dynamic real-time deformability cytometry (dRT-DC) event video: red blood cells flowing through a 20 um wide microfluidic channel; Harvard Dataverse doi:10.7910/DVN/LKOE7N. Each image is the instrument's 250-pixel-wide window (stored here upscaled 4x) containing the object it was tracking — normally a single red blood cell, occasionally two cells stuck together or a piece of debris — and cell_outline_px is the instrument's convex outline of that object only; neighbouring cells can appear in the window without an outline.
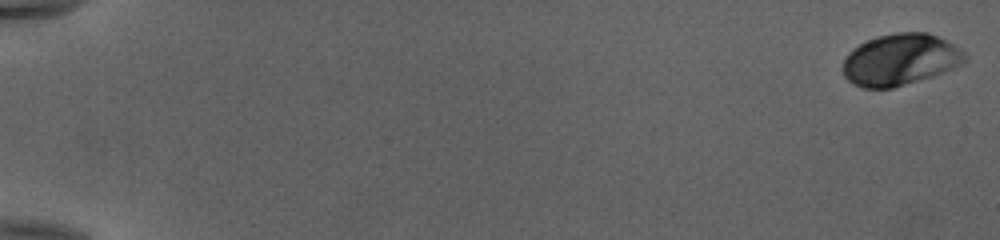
{"species": "human", "species_latin": "Homo sapiens", "temperature_condition": "cold", "stored_images_in_passage": 53, "camera_frame_rate_fps": 3000, "um_per_image_px": 0.085, "donor": {"sex": "female"}, "frame": {"image": 1, "passage_image": 1, "time_ms": 0.0, "image_size_px": [1000, 240], "cell_outline_px": [[964, 60], [960, 64], [932, 76], [892, 88], [864, 88], [852, 84], [844, 76], [844, 60], [848, 52], [852, 48], [876, 36], [896, 32], [928, 32], [952, 44], [964, 56]], "centroid_in_image_um": [76.43, 5.06], "position_along_channel_um": 8.6, "area_um2": 35.95}}
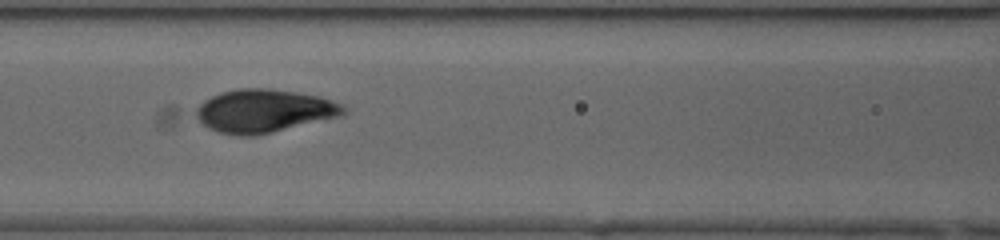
{"frame": {"image": 2, "passage_image": 26, "time_ms": 8.333, "image_size_px": [1000, 240], "cell_outline_px": [[348, 112], [344, 116], [256, 136], [240, 136], [220, 132], [208, 128], [196, 116], [196, 108], [204, 100], [220, 92], [240, 88], [268, 88], [296, 92], [320, 96], [332, 100], [348, 108]], "centroid_in_image_um": [22.5, 9.43], "position_along_channel_um": 144.1, "area_um2": 37.4}}
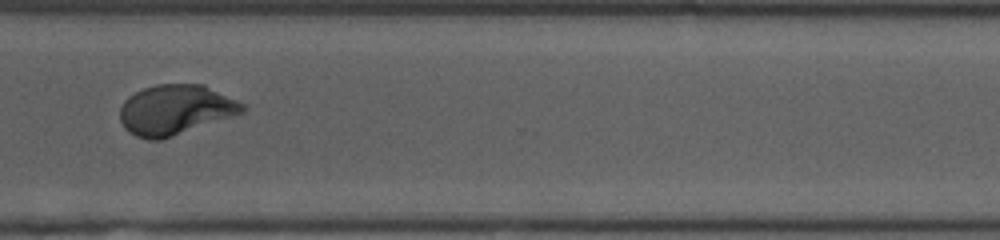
{"frame": {"image": 3, "passage_image": 42, "time_ms": 13.667, "image_size_px": [1000, 240], "cell_outline_px": [[244, 112], [160, 140], [148, 140], [136, 136], [128, 132], [124, 128], [120, 120], [120, 108], [124, 100], [128, 96], [144, 88], [156, 84], [204, 84], [244, 104]], "centroid_in_image_um": [14.86, 9.33], "position_along_channel_um": 355.7, "area_um2": 35.43}, "authors_computed_cell_mechanics": {"area_um2": 36.2984, "velocity_mm_per_s": 3.9775, "shape_relaxation_time_tau1_ms": 3.3482, "shape_relaxation_time_tau2_ms": null, "deformation_change_tau1": 0.1505, "deformation_change_tau2": null}}